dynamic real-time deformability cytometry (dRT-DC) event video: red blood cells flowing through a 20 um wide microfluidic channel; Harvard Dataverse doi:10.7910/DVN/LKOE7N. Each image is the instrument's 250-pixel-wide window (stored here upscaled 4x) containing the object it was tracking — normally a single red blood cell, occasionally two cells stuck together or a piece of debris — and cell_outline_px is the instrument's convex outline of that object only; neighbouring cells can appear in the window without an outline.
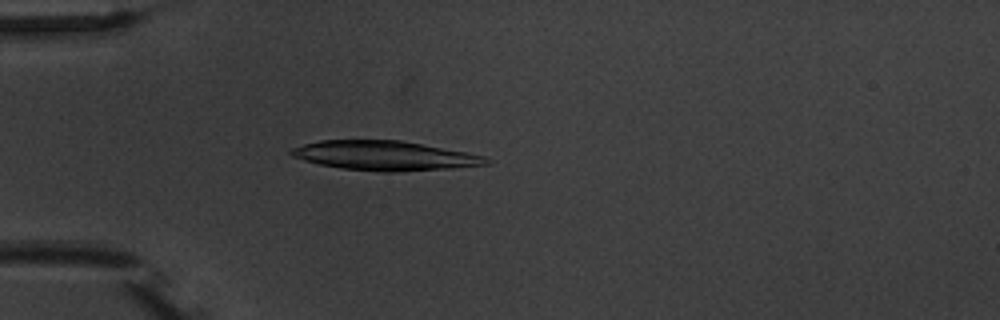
{"species": "common noctule bat (a hibernating species)", "species_latin": "Nyctalus noctula", "temperature_condition": "warm", "stored_images_in_passage": 1, "camera_frame_rate_fps": 3000, "um_per_image_px": 0.085, "animal": {"sex": "male", "body_mass_g": 20.1, "forearm_length_mm": 53.5}, "frame": {"image": 1, "passage_image": 1, "time_ms": 0.0, "image_size_px": [1000, 320], "cell_outline_px": [[492, 164], [452, 168], [396, 172], [380, 172], [340, 168], [320, 164], [304, 160], [292, 156], [288, 152], [292, 148], [304, 144], [320, 140], [400, 140], [464, 152], [484, 156], [492, 160]], "centroid_in_image_um": [32.7, 13.24], "position_along_channel_um": 52.3, "area_um2": 33.41}}